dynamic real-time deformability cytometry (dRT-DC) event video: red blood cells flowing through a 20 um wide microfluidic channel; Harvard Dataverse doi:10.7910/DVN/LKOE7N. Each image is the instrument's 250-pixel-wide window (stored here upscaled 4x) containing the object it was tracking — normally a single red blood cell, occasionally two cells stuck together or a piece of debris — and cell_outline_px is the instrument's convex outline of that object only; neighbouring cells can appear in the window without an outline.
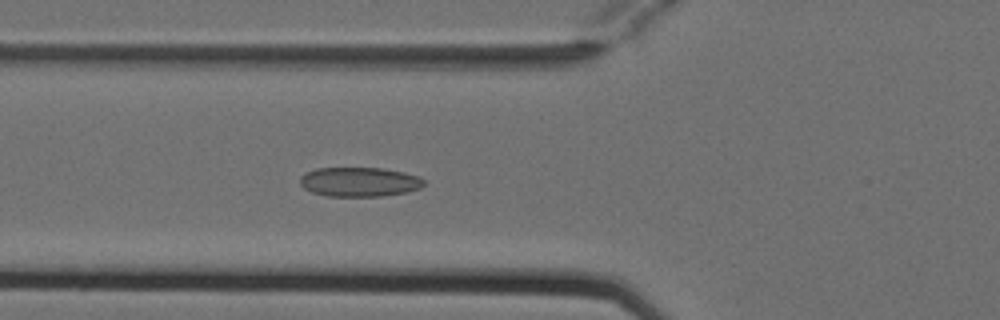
{"species": "Egyptian fruit bat (a non-hibernating species)", "species_latin": "Rousettus aegyptiacus", "temperature_condition": "cold", "stored_images_in_passage": 5, "camera_frame_rate_fps": 3000, "um_per_image_px": 0.085, "animal": {"sex": "female"}, "frame": {"image": 1, "passage_image": 5, "time_ms": 1.333, "image_size_px": [1000, 320], "cell_outline_px": [[424, 184], [420, 188], [408, 192], [380, 196], [328, 196], [312, 192], [304, 188], [300, 184], [300, 176], [316, 168], [380, 168], [404, 172], [420, 176], [424, 180]], "centroid_in_image_um": [30.56, 15.46], "position_along_channel_um": 95.2, "area_um2": 21.21}}